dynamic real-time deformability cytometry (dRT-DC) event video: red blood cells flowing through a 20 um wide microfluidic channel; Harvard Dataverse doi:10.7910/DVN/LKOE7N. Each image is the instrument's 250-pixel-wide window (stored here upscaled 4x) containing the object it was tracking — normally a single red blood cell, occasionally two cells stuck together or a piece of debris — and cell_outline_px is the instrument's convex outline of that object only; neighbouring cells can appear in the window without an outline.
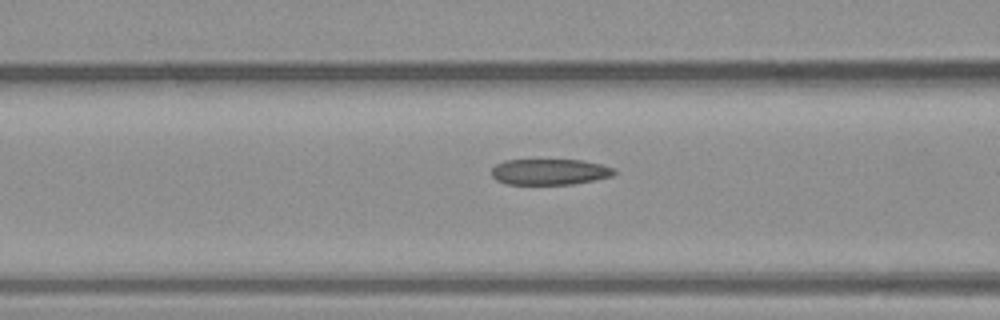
{"species": "common noctule bat (a hibernating species)", "species_latin": "Nyctalus noctula", "temperature_condition": "warm", "stored_images_in_passage": 11, "camera_frame_rate_fps": 3000, "um_per_image_px": 0.085, "animal": {"sex": "male", "body_mass_g": 23.1, "forearm_length_mm": 52.7}, "frame": {"image": 1, "passage_image": 10, "time_ms": 3.0, "image_size_px": [1000, 320], "cell_outline_px": [[616, 172], [612, 176], [596, 180], [572, 184], [508, 184], [496, 180], [492, 176], [492, 168], [496, 164], [504, 160], [584, 160], [616, 168]], "centroid_in_image_um": [46.75, 14.6], "position_along_channel_um": 119.9, "area_um2": 18.61}}